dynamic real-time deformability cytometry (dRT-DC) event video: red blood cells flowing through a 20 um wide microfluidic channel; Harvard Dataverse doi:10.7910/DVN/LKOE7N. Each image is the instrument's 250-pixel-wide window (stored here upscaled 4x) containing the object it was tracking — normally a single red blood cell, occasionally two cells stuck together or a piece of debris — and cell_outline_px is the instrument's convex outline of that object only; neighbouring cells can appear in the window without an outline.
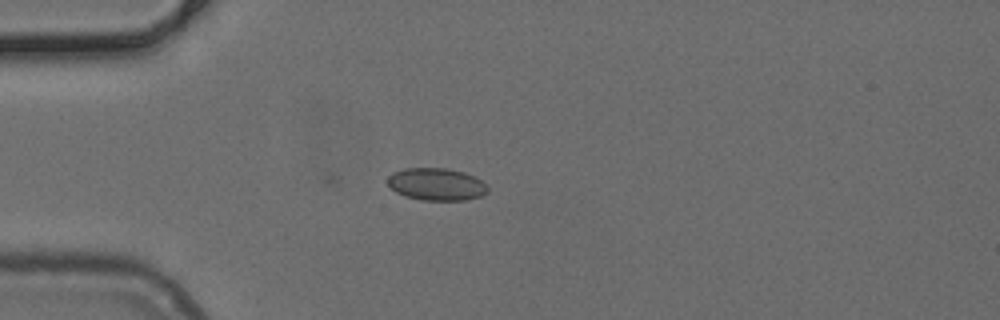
{"species": "common noctule bat (a hibernating species)", "species_latin": "Nyctalus noctula", "temperature_condition": "cold", "stored_images_in_passage": 3, "camera_frame_rate_fps": 3000, "um_per_image_px": 0.085, "animal": {"sex": "female", "body_mass_g": 24.6, "forearm_length_mm": 56.2}, "frame": {"image": 1, "passage_image": 1, "time_ms": 0.0, "image_size_px": [1000, 320], "cell_outline_px": [[488, 192], [480, 196], [464, 200], [420, 200], [404, 196], [396, 192], [388, 184], [388, 176], [392, 172], [404, 168], [444, 168], [464, 172], [480, 180], [488, 188]], "centroid_in_image_um": [37.06, 15.66], "position_along_channel_um": 47.9, "area_um2": 18.79}}